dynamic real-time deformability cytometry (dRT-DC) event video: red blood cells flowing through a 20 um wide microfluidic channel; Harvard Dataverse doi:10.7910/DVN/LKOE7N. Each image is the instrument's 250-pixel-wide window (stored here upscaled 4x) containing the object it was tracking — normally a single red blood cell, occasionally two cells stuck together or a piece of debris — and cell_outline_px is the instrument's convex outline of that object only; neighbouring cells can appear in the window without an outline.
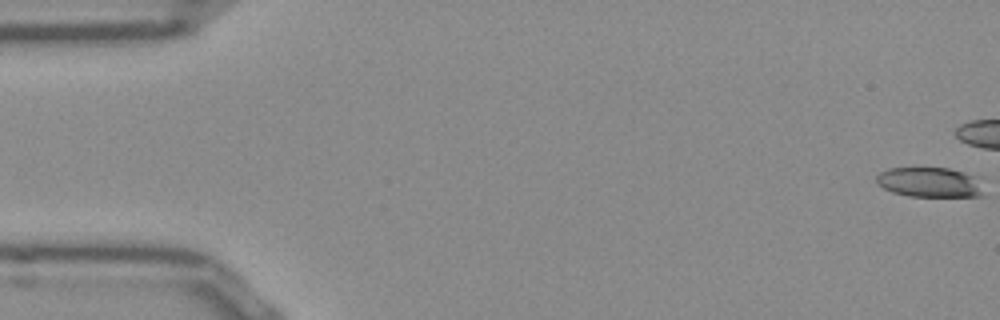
{"species": "Egyptian fruit bat (a non-hibernating species)", "species_latin": "Rousettus aegyptiacus", "temperature_condition": "room temperature", "stored_images_in_passage": 41, "camera_frame_rate_fps": 3000, "um_per_image_px": 0.085, "frame": {"image": 1, "passage_image": 1, "time_ms": 0.0, "image_size_px": [1000, 320], "cell_outline_px": [[984, 196], [908, 196], [892, 192], [884, 188], [876, 180], [876, 176], [880, 172], [888, 168], [948, 168], [980, 176]], "centroid_in_image_um": [79.09, 15.49], "position_along_channel_um": 5.9, "area_um2": 18.84}}
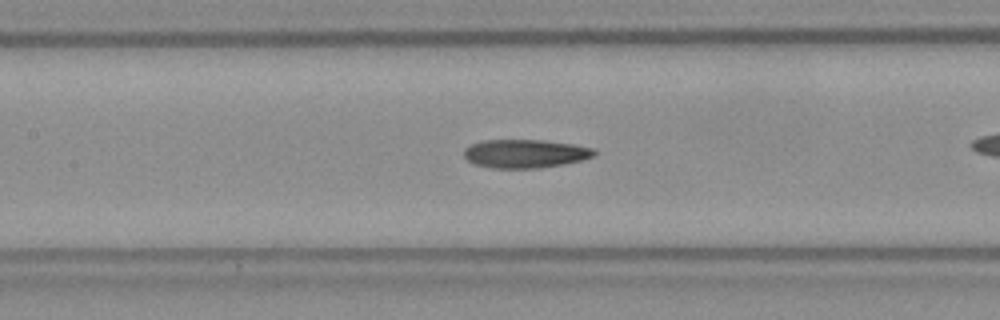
{"frame": {"image": 2, "passage_image": 24, "time_ms": 7.667, "image_size_px": [1000, 320], "cell_outline_px": [[596, 156], [564, 164], [540, 168], [492, 168], [472, 164], [464, 156], [464, 148], [472, 144], [484, 140], [544, 140], [572, 144], [592, 148], [596, 152]], "centroid_in_image_um": [44.62, 13.06], "position_along_channel_um": 162.8, "area_um2": 21.68}}
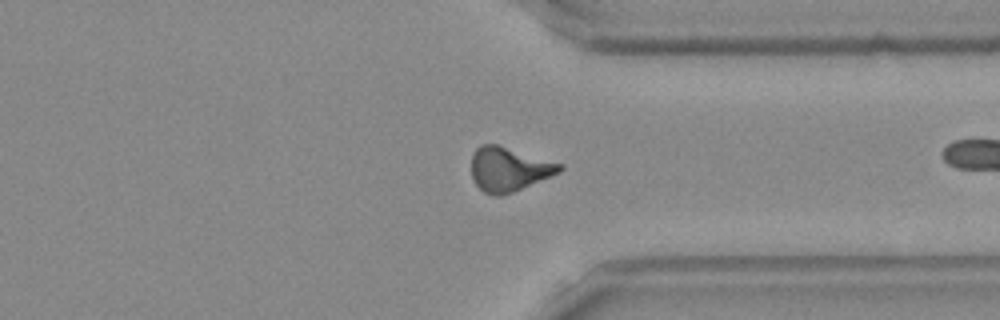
{"frame": {"image": 3, "passage_image": 40, "time_ms": 13.0, "image_size_px": [1000, 320], "cell_outline_px": [[564, 168], [560, 172], [552, 176], [512, 192], [500, 196], [496, 196], [484, 192], [476, 184], [472, 176], [472, 152], [480, 144], [496, 144], [564, 164]], "centroid_in_image_um": [43.26, 14.37], "position_along_channel_um": 368.1, "area_um2": 22.66}}